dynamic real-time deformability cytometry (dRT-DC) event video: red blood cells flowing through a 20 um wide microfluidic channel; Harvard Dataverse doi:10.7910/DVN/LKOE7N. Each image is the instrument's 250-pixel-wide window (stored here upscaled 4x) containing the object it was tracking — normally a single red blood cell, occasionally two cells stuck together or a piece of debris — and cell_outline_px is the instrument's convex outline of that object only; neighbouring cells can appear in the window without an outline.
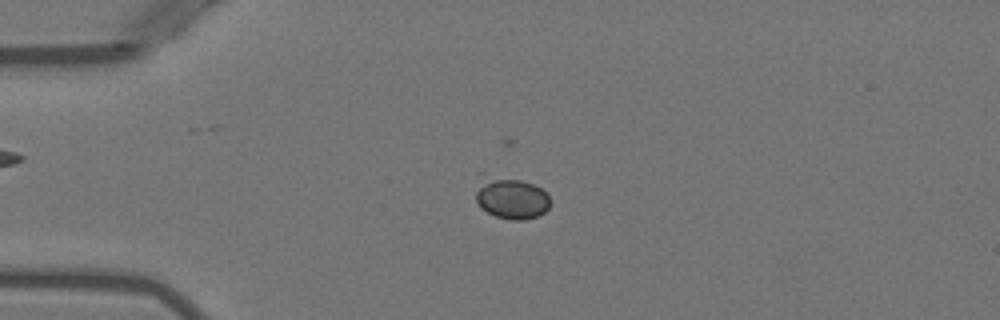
{"species": "Egyptian fruit bat (a non-hibernating species)", "species_latin": "Rousettus aegyptiacus", "temperature_condition": "warm", "stored_images_in_passage": 7, "camera_frame_rate_fps": 3000, "um_per_image_px": 0.085, "animal": {"sex": "female"}, "frame": {"image": 1, "passage_image": 6, "time_ms": 6.0, "image_size_px": [1000, 320], "cell_outline_px": [[548, 208], [544, 212], [536, 216], [524, 220], [512, 220], [496, 216], [480, 208], [476, 200], [476, 172], [484, 172], [520, 180], [532, 184], [540, 188], [548, 196]], "centroid_in_image_um": [43.31, 16.76], "position_along_channel_um": 41.7, "area_um2": 18.67}}